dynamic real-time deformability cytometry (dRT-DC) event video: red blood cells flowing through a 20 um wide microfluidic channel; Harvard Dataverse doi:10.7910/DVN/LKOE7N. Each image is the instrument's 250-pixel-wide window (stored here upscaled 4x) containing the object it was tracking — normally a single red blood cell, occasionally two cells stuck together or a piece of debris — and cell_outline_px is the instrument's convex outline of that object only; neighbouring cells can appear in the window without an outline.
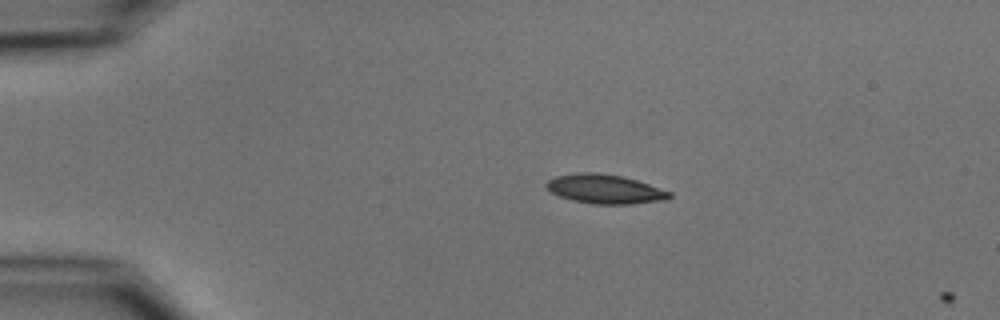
{"species": "common noctule bat (a hibernating species)", "species_latin": "Nyctalus noctula", "temperature_condition": "cold", "stored_images_in_passage": 2, "camera_frame_rate_fps": 3000, "um_per_image_px": 0.085, "animal": {"sex": "male", "body_mass_g": 15.6}, "frame": {"image": 1, "passage_image": 1, "time_ms": 0.0, "image_size_px": [1000, 320], "cell_outline_px": [[672, 196], [668, 200], [628, 204], [596, 204], [572, 200], [560, 196], [552, 192], [544, 184], [548, 180], [556, 176], [580, 172], [596, 172], [624, 176], [672, 192]], "centroid_in_image_um": [51.44, 16.06], "position_along_channel_um": 33.6, "area_um2": 20.92}}